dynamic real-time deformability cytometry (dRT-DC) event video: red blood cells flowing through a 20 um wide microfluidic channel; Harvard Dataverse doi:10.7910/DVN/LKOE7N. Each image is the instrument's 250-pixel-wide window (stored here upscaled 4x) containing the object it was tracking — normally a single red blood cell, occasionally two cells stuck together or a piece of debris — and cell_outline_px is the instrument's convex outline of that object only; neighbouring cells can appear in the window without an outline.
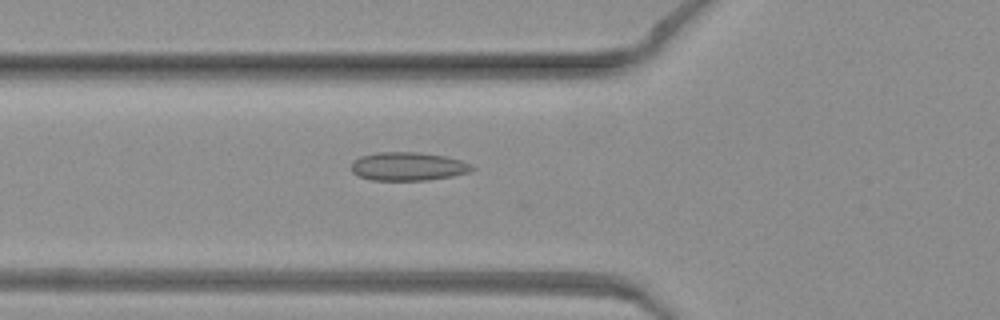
{"species": "common noctule bat (a hibernating species)", "species_latin": "Nyctalus noctula", "temperature_condition": "warm", "stored_images_in_passage": 35, "camera_frame_rate_fps": 3000, "um_per_image_px": 0.085, "animal": {"sex": "female", "body_mass_g": 19.3, "forearm_length_mm": 54.1}, "frame": {"image": 1, "passage_image": 3, "time_ms": 0.667, "image_size_px": [1000, 320], "cell_outline_px": [[476, 168], [468, 172], [452, 176], [428, 180], [372, 180], [360, 176], [352, 172], [352, 160], [360, 156], [376, 152], [420, 152], [444, 156], [460, 160], [472, 164]], "centroid_in_image_um": [34.68, 14.14], "position_along_channel_um": 91.1, "area_um2": 20.06}}
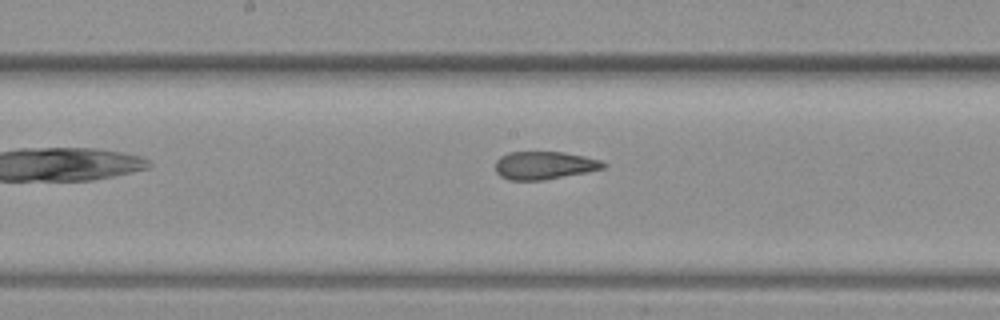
{"frame": {"image": 2, "passage_image": 11, "time_ms": 3.333, "image_size_px": [1000, 320], "cell_outline_px": [[608, 164], [604, 168], [588, 172], [544, 180], [508, 180], [500, 176], [496, 172], [496, 160], [500, 156], [508, 152], [564, 152], [584, 156], [600, 160]], "centroid_in_image_um": [46.27, 14.06], "position_along_channel_um": 201.9, "area_um2": 17.69}}
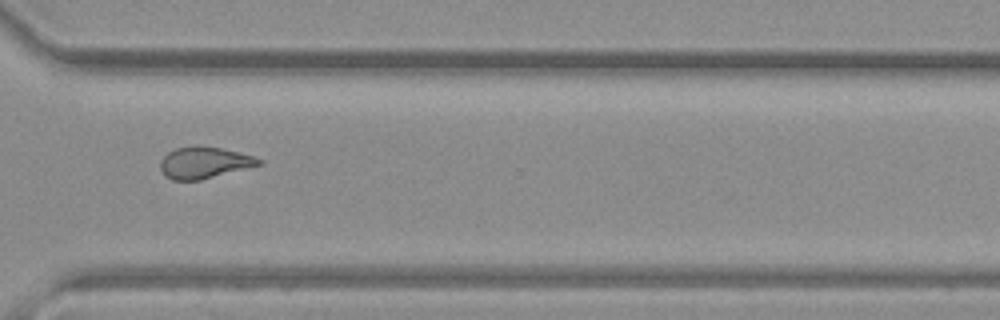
{"frame": {"image": 3, "passage_image": 22, "time_ms": 7.0, "image_size_px": [1000, 320], "cell_outline_px": [[264, 164], [200, 180], [172, 180], [164, 176], [160, 168], [160, 160], [168, 152], [176, 148], [196, 144], [220, 148], [240, 152], [264, 160]], "centroid_in_image_um": [17.36, 13.81], "position_along_channel_um": 353.2, "area_um2": 18.38}}